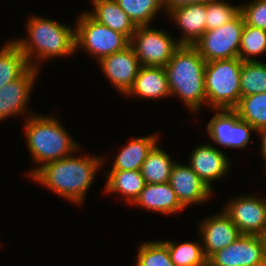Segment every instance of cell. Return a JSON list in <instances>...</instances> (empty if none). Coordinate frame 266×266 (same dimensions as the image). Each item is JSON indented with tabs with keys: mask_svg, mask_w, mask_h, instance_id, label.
<instances>
[{
	"mask_svg": "<svg viewBox=\"0 0 266 266\" xmlns=\"http://www.w3.org/2000/svg\"><path fill=\"white\" fill-rule=\"evenodd\" d=\"M158 135L132 138L116 155L111 170H141L148 153L158 143Z\"/></svg>",
	"mask_w": 266,
	"mask_h": 266,
	"instance_id": "7402d4cb",
	"label": "cell"
},
{
	"mask_svg": "<svg viewBox=\"0 0 266 266\" xmlns=\"http://www.w3.org/2000/svg\"><path fill=\"white\" fill-rule=\"evenodd\" d=\"M229 202L223 211L242 235H266V197L242 194Z\"/></svg>",
	"mask_w": 266,
	"mask_h": 266,
	"instance_id": "9c48e42d",
	"label": "cell"
},
{
	"mask_svg": "<svg viewBox=\"0 0 266 266\" xmlns=\"http://www.w3.org/2000/svg\"><path fill=\"white\" fill-rule=\"evenodd\" d=\"M182 36L181 45H193L206 31V3H195L173 9L168 13Z\"/></svg>",
	"mask_w": 266,
	"mask_h": 266,
	"instance_id": "e0dca14e",
	"label": "cell"
},
{
	"mask_svg": "<svg viewBox=\"0 0 266 266\" xmlns=\"http://www.w3.org/2000/svg\"><path fill=\"white\" fill-rule=\"evenodd\" d=\"M256 133H258L259 136L261 137L260 152H261V157L265 161L264 164H266V127L256 131Z\"/></svg>",
	"mask_w": 266,
	"mask_h": 266,
	"instance_id": "836d02e7",
	"label": "cell"
},
{
	"mask_svg": "<svg viewBox=\"0 0 266 266\" xmlns=\"http://www.w3.org/2000/svg\"><path fill=\"white\" fill-rule=\"evenodd\" d=\"M148 211L161 214H176L186 208L178 200L175 191L166 183H146L140 195L132 204Z\"/></svg>",
	"mask_w": 266,
	"mask_h": 266,
	"instance_id": "ac0fdd59",
	"label": "cell"
},
{
	"mask_svg": "<svg viewBox=\"0 0 266 266\" xmlns=\"http://www.w3.org/2000/svg\"><path fill=\"white\" fill-rule=\"evenodd\" d=\"M71 27L50 18L32 16L26 22L28 37L13 41L23 52L30 67L40 70L39 64L43 60L63 58L77 52L75 28Z\"/></svg>",
	"mask_w": 266,
	"mask_h": 266,
	"instance_id": "7a4b0ae2",
	"label": "cell"
},
{
	"mask_svg": "<svg viewBox=\"0 0 266 266\" xmlns=\"http://www.w3.org/2000/svg\"><path fill=\"white\" fill-rule=\"evenodd\" d=\"M240 92L241 97L266 92V62L242 61Z\"/></svg>",
	"mask_w": 266,
	"mask_h": 266,
	"instance_id": "484cf974",
	"label": "cell"
},
{
	"mask_svg": "<svg viewBox=\"0 0 266 266\" xmlns=\"http://www.w3.org/2000/svg\"><path fill=\"white\" fill-rule=\"evenodd\" d=\"M105 172L107 173V182L104 187L106 194H121L124 201L130 205L135 202L146 184L141 170H109Z\"/></svg>",
	"mask_w": 266,
	"mask_h": 266,
	"instance_id": "44dd1931",
	"label": "cell"
},
{
	"mask_svg": "<svg viewBox=\"0 0 266 266\" xmlns=\"http://www.w3.org/2000/svg\"><path fill=\"white\" fill-rule=\"evenodd\" d=\"M207 124V132L213 142L225 148H244L252 141L251 133L256 130L248 122L240 119L233 109H221Z\"/></svg>",
	"mask_w": 266,
	"mask_h": 266,
	"instance_id": "30bf717a",
	"label": "cell"
},
{
	"mask_svg": "<svg viewBox=\"0 0 266 266\" xmlns=\"http://www.w3.org/2000/svg\"><path fill=\"white\" fill-rule=\"evenodd\" d=\"M239 57L206 62V104L212 110L234 109L241 98Z\"/></svg>",
	"mask_w": 266,
	"mask_h": 266,
	"instance_id": "5b68a950",
	"label": "cell"
},
{
	"mask_svg": "<svg viewBox=\"0 0 266 266\" xmlns=\"http://www.w3.org/2000/svg\"><path fill=\"white\" fill-rule=\"evenodd\" d=\"M213 0H162L164 12L168 14L171 10L195 3H207Z\"/></svg>",
	"mask_w": 266,
	"mask_h": 266,
	"instance_id": "d6a6232c",
	"label": "cell"
},
{
	"mask_svg": "<svg viewBox=\"0 0 266 266\" xmlns=\"http://www.w3.org/2000/svg\"><path fill=\"white\" fill-rule=\"evenodd\" d=\"M28 116L25 117L23 126L27 148L33 162L39 165L27 172L29 177L46 163L68 157L80 149L79 143L77 144L54 116L42 114Z\"/></svg>",
	"mask_w": 266,
	"mask_h": 266,
	"instance_id": "3957f363",
	"label": "cell"
},
{
	"mask_svg": "<svg viewBox=\"0 0 266 266\" xmlns=\"http://www.w3.org/2000/svg\"><path fill=\"white\" fill-rule=\"evenodd\" d=\"M74 154L46 163L30 179L71 203L80 205L106 159L87 154L76 157Z\"/></svg>",
	"mask_w": 266,
	"mask_h": 266,
	"instance_id": "6da1fadb",
	"label": "cell"
},
{
	"mask_svg": "<svg viewBox=\"0 0 266 266\" xmlns=\"http://www.w3.org/2000/svg\"><path fill=\"white\" fill-rule=\"evenodd\" d=\"M264 239V266H266V235L263 236Z\"/></svg>",
	"mask_w": 266,
	"mask_h": 266,
	"instance_id": "e575fe53",
	"label": "cell"
},
{
	"mask_svg": "<svg viewBox=\"0 0 266 266\" xmlns=\"http://www.w3.org/2000/svg\"><path fill=\"white\" fill-rule=\"evenodd\" d=\"M208 266H264L263 236L241 235L207 259Z\"/></svg>",
	"mask_w": 266,
	"mask_h": 266,
	"instance_id": "8fae6325",
	"label": "cell"
},
{
	"mask_svg": "<svg viewBox=\"0 0 266 266\" xmlns=\"http://www.w3.org/2000/svg\"><path fill=\"white\" fill-rule=\"evenodd\" d=\"M244 25L243 16L239 13L230 22L206 30L193 46L206 62L236 58L240 50Z\"/></svg>",
	"mask_w": 266,
	"mask_h": 266,
	"instance_id": "ba28073f",
	"label": "cell"
},
{
	"mask_svg": "<svg viewBox=\"0 0 266 266\" xmlns=\"http://www.w3.org/2000/svg\"><path fill=\"white\" fill-rule=\"evenodd\" d=\"M190 156L187 164L211 191H213L212 182L226 176L231 167L229 157L210 143L197 145Z\"/></svg>",
	"mask_w": 266,
	"mask_h": 266,
	"instance_id": "9a60e30c",
	"label": "cell"
},
{
	"mask_svg": "<svg viewBox=\"0 0 266 266\" xmlns=\"http://www.w3.org/2000/svg\"><path fill=\"white\" fill-rule=\"evenodd\" d=\"M205 65L193 45H181L164 67L171 96L179 97L194 114L206 104Z\"/></svg>",
	"mask_w": 266,
	"mask_h": 266,
	"instance_id": "277c9868",
	"label": "cell"
},
{
	"mask_svg": "<svg viewBox=\"0 0 266 266\" xmlns=\"http://www.w3.org/2000/svg\"><path fill=\"white\" fill-rule=\"evenodd\" d=\"M175 163L171 159V155L158 146L157 143L148 153L141 167V173L145 183L169 182L170 174Z\"/></svg>",
	"mask_w": 266,
	"mask_h": 266,
	"instance_id": "cb8c5ba5",
	"label": "cell"
},
{
	"mask_svg": "<svg viewBox=\"0 0 266 266\" xmlns=\"http://www.w3.org/2000/svg\"><path fill=\"white\" fill-rule=\"evenodd\" d=\"M136 26L150 25L156 14L164 10L162 0H116Z\"/></svg>",
	"mask_w": 266,
	"mask_h": 266,
	"instance_id": "83f0119b",
	"label": "cell"
},
{
	"mask_svg": "<svg viewBox=\"0 0 266 266\" xmlns=\"http://www.w3.org/2000/svg\"><path fill=\"white\" fill-rule=\"evenodd\" d=\"M200 242L208 259L215 252L222 250L237 240L242 234L224 211L203 218L199 223Z\"/></svg>",
	"mask_w": 266,
	"mask_h": 266,
	"instance_id": "4fadbf2b",
	"label": "cell"
},
{
	"mask_svg": "<svg viewBox=\"0 0 266 266\" xmlns=\"http://www.w3.org/2000/svg\"><path fill=\"white\" fill-rule=\"evenodd\" d=\"M125 96L144 99H166L171 96L167 73L161 66H141L129 92Z\"/></svg>",
	"mask_w": 266,
	"mask_h": 266,
	"instance_id": "d6986e66",
	"label": "cell"
},
{
	"mask_svg": "<svg viewBox=\"0 0 266 266\" xmlns=\"http://www.w3.org/2000/svg\"><path fill=\"white\" fill-rule=\"evenodd\" d=\"M240 119L248 122L256 131L266 127V92L244 96L233 109Z\"/></svg>",
	"mask_w": 266,
	"mask_h": 266,
	"instance_id": "d4e9b609",
	"label": "cell"
},
{
	"mask_svg": "<svg viewBox=\"0 0 266 266\" xmlns=\"http://www.w3.org/2000/svg\"><path fill=\"white\" fill-rule=\"evenodd\" d=\"M93 10L86 11L93 19L124 34L129 40L137 26L121 9L116 0H92Z\"/></svg>",
	"mask_w": 266,
	"mask_h": 266,
	"instance_id": "ffe728a7",
	"label": "cell"
},
{
	"mask_svg": "<svg viewBox=\"0 0 266 266\" xmlns=\"http://www.w3.org/2000/svg\"><path fill=\"white\" fill-rule=\"evenodd\" d=\"M98 64L111 85L122 95H126L132 88L141 67L130 45L120 52L102 58Z\"/></svg>",
	"mask_w": 266,
	"mask_h": 266,
	"instance_id": "7c38bea8",
	"label": "cell"
},
{
	"mask_svg": "<svg viewBox=\"0 0 266 266\" xmlns=\"http://www.w3.org/2000/svg\"><path fill=\"white\" fill-rule=\"evenodd\" d=\"M135 266H175L163 241L143 242L137 251Z\"/></svg>",
	"mask_w": 266,
	"mask_h": 266,
	"instance_id": "f546056e",
	"label": "cell"
},
{
	"mask_svg": "<svg viewBox=\"0 0 266 266\" xmlns=\"http://www.w3.org/2000/svg\"><path fill=\"white\" fill-rule=\"evenodd\" d=\"M183 242L176 244L174 241H163L169 249V255L175 266H207V258L201 243Z\"/></svg>",
	"mask_w": 266,
	"mask_h": 266,
	"instance_id": "4316f807",
	"label": "cell"
},
{
	"mask_svg": "<svg viewBox=\"0 0 266 266\" xmlns=\"http://www.w3.org/2000/svg\"><path fill=\"white\" fill-rule=\"evenodd\" d=\"M38 72V69L30 67L20 78L0 88V122L28 111Z\"/></svg>",
	"mask_w": 266,
	"mask_h": 266,
	"instance_id": "5bb4252c",
	"label": "cell"
},
{
	"mask_svg": "<svg viewBox=\"0 0 266 266\" xmlns=\"http://www.w3.org/2000/svg\"><path fill=\"white\" fill-rule=\"evenodd\" d=\"M141 66L165 67L181 46L170 33L150 25L137 26L130 44Z\"/></svg>",
	"mask_w": 266,
	"mask_h": 266,
	"instance_id": "52a82bcc",
	"label": "cell"
},
{
	"mask_svg": "<svg viewBox=\"0 0 266 266\" xmlns=\"http://www.w3.org/2000/svg\"><path fill=\"white\" fill-rule=\"evenodd\" d=\"M251 1L249 4L240 5V13L245 24L266 30V0Z\"/></svg>",
	"mask_w": 266,
	"mask_h": 266,
	"instance_id": "1f68e13d",
	"label": "cell"
},
{
	"mask_svg": "<svg viewBox=\"0 0 266 266\" xmlns=\"http://www.w3.org/2000/svg\"><path fill=\"white\" fill-rule=\"evenodd\" d=\"M76 50L84 49L97 62L110 54L124 50L130 40L122 33L114 31L93 19L87 12H82L76 21Z\"/></svg>",
	"mask_w": 266,
	"mask_h": 266,
	"instance_id": "8992f818",
	"label": "cell"
},
{
	"mask_svg": "<svg viewBox=\"0 0 266 266\" xmlns=\"http://www.w3.org/2000/svg\"><path fill=\"white\" fill-rule=\"evenodd\" d=\"M266 54V30L244 25L238 57L242 61H257L254 56Z\"/></svg>",
	"mask_w": 266,
	"mask_h": 266,
	"instance_id": "f1b7e54d",
	"label": "cell"
},
{
	"mask_svg": "<svg viewBox=\"0 0 266 266\" xmlns=\"http://www.w3.org/2000/svg\"><path fill=\"white\" fill-rule=\"evenodd\" d=\"M169 184L185 208L194 204H203L213 194V191L209 189L188 164H181L178 161L172 168Z\"/></svg>",
	"mask_w": 266,
	"mask_h": 266,
	"instance_id": "2e32d148",
	"label": "cell"
},
{
	"mask_svg": "<svg viewBox=\"0 0 266 266\" xmlns=\"http://www.w3.org/2000/svg\"><path fill=\"white\" fill-rule=\"evenodd\" d=\"M30 68L18 45L9 40L0 49V88L20 78Z\"/></svg>",
	"mask_w": 266,
	"mask_h": 266,
	"instance_id": "603a6c76",
	"label": "cell"
},
{
	"mask_svg": "<svg viewBox=\"0 0 266 266\" xmlns=\"http://www.w3.org/2000/svg\"><path fill=\"white\" fill-rule=\"evenodd\" d=\"M240 13V5L229 4L224 0H213L206 3V30L222 26L233 20Z\"/></svg>",
	"mask_w": 266,
	"mask_h": 266,
	"instance_id": "4dcf8cb0",
	"label": "cell"
}]
</instances>
